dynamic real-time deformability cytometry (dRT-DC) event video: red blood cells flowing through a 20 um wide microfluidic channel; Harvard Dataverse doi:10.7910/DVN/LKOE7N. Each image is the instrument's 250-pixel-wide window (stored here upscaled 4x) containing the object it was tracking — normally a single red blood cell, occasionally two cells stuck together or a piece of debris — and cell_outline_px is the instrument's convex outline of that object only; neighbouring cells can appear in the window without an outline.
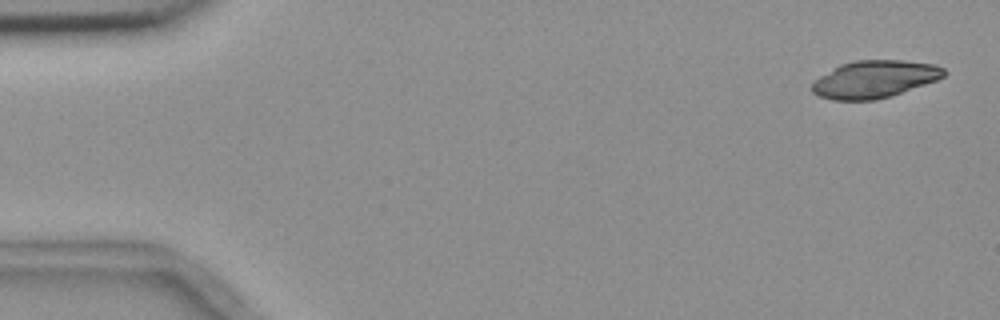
{"species": "common noctule bat (a hibernating species)", "species_latin": "Nyctalus noctula", "temperature_condition": "room temperature", "stored_images_in_passage": 5, "segment_of_instrument_passage": [2, 2], "camera_frame_rate_fps": 3000, "um_per_image_px": 0.085, "animal": {"sex": "female", "body_mass_g": 18.4}, "frame": {"image": 1, "passage_image": 5, "time_ms": 4.667, "image_size_px": [1000, 320], "cell_outline_px": [[948, 72], [944, 76], [936, 80], [876, 100], [832, 100], [820, 96], [812, 92], [812, 80], [840, 64], [856, 60], [900, 60], [936, 64], [944, 68]], "centroid_in_image_um": [74.31, 6.72], "position_along_channel_um": 10.7, "area_um2": 28.61}}